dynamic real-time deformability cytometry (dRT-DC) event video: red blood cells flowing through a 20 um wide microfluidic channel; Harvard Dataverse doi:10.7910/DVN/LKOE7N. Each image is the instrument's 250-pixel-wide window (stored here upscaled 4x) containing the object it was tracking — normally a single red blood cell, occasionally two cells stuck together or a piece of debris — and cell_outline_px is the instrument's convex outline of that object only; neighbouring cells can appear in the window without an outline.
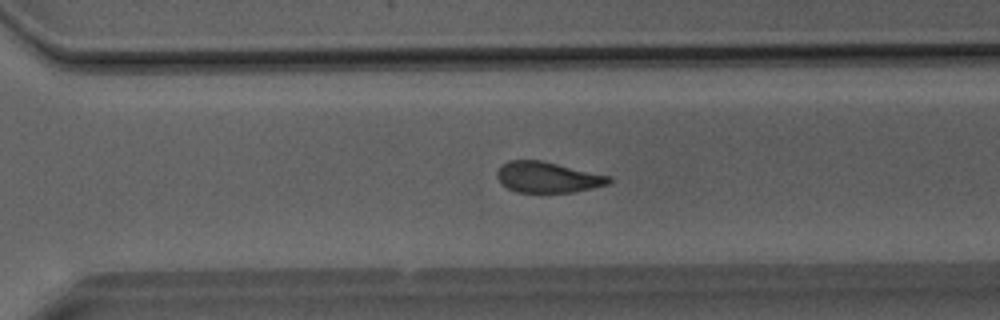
{"species": "Egyptian fruit bat (a non-hibernating species)", "species_latin": "Rousettus aegyptiacus", "temperature_condition": "room temperature", "stored_images_in_passage": 41, "camera_frame_rate_fps": 3000, "um_per_image_px": 0.085, "animal": {"sex": "male"}, "frame": {"image": 1, "passage_image": 29, "time_ms": 9.333, "image_size_px": [1000, 320], "cell_outline_px": [[612, 180], [608, 184], [592, 188], [572, 192], [516, 192], [500, 184], [496, 176], [496, 172], [508, 160], [540, 160], [612, 176]], "centroid_in_image_um": [46.54, 15.06], "position_along_channel_um": 324.1, "area_um2": 20.06}}
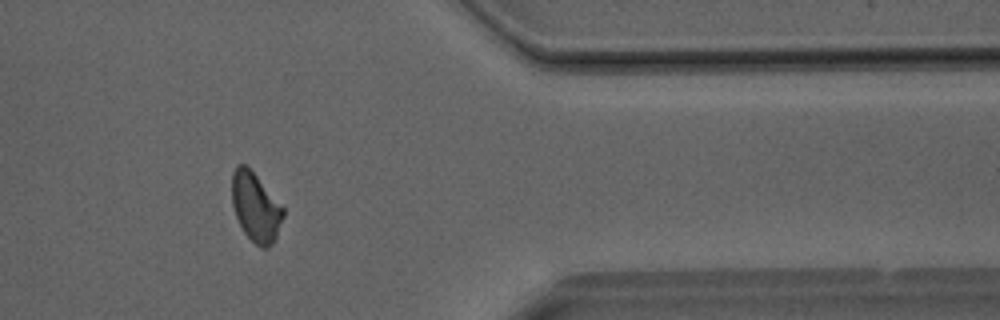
{"frame": {"image": 2, "passage_image": 34, "time_ms": 11.0, "image_size_px": [1000, 320], "cell_outline_px": [[284, 216], [276, 236], [272, 244], [268, 248], [260, 248], [244, 232], [236, 216], [232, 204], [232, 172], [236, 164], [244, 164], [256, 176], [284, 208]], "centroid_in_image_um": [21.72, 17.61], "position_along_channel_um": 389.7, "area_um2": 20.29}}
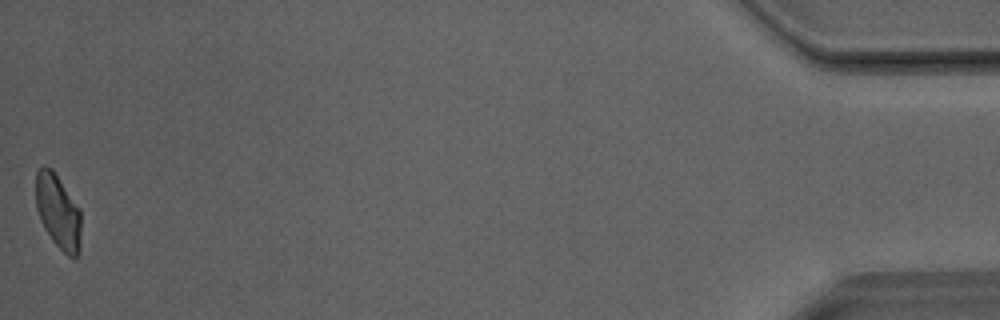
{"frame": {"image": 3, "passage_image": 41, "time_ms": 13.333, "image_size_px": [1000, 320], "cell_outline_px": [[80, 252], [76, 256], [68, 256], [52, 240], [44, 228], [40, 220], [36, 208], [36, 172], [44, 164], [52, 168], [80, 208]], "centroid_in_image_um": [4.93, 17.96], "position_along_channel_um": 430.3, "area_um2": 19.65}}